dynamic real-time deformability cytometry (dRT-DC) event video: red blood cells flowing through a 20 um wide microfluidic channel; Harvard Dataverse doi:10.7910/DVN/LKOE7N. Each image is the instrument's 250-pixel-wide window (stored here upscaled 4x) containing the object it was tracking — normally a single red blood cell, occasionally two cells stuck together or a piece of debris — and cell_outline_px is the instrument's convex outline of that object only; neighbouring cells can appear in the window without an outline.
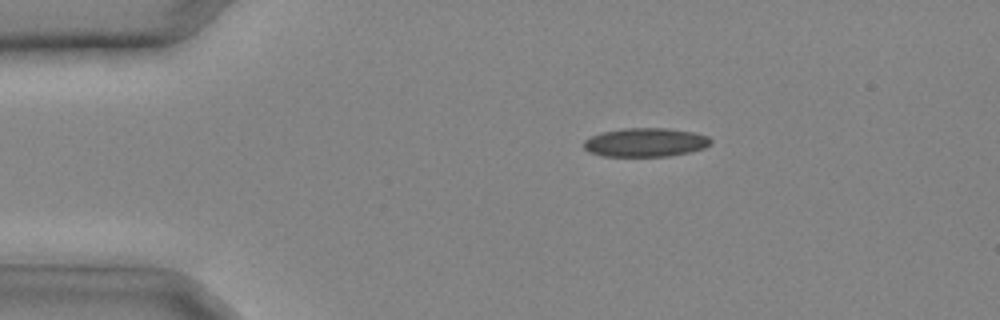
{"species": "common noctule bat (a hibernating species)", "species_latin": "Nyctalus noctula", "temperature_condition": "cold", "stored_images_in_passage": 30, "camera_frame_rate_fps": 3000, "um_per_image_px": 0.085, "animal": {"sex": "male", "body_mass_g": 20.4}, "frame": {"image": 1, "passage_image": 6, "time_ms": 1.667, "image_size_px": [1000, 320], "cell_outline_px": [[712, 140], [704, 148], [688, 152], [668, 156], [604, 156], [588, 152], [584, 148], [584, 140], [592, 136], [604, 132], [624, 128], [668, 128], [692, 132], [708, 136]], "centroid_in_image_um": [54.85, 12.1], "position_along_channel_um": 30.2, "area_um2": 21.1}}
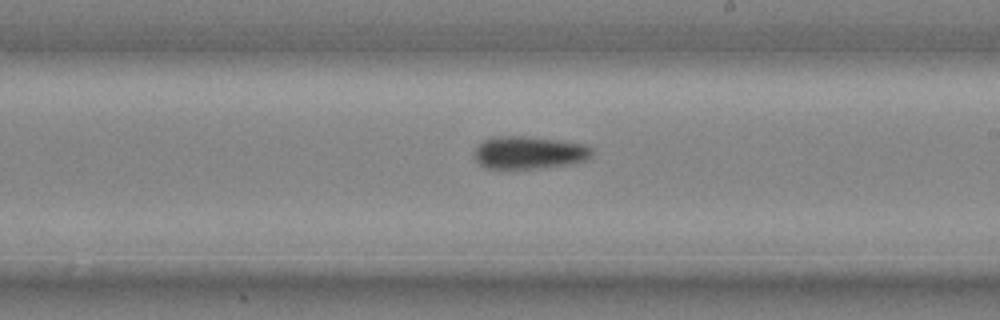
{"frame": {"image": 2, "passage_image": 19, "time_ms": 6.0, "image_size_px": [1000, 320], "cell_outline_px": [[592, 156], [584, 160], [568, 164], [536, 168], [484, 168], [476, 160], [476, 148], [484, 140], [496, 136], [524, 136], [588, 144], [592, 148]], "centroid_in_image_um": [45.0, 12.96], "position_along_channel_um": 244.0, "area_um2": 22.08}}
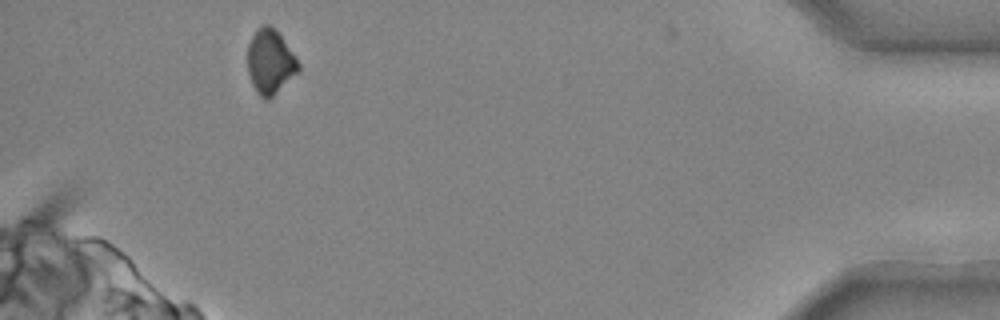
{"frame": {"image": 3, "passage_image": 30, "time_ms": 9.667, "image_size_px": [1000, 320], "cell_outline_px": [[300, 72], [268, 100], [264, 100], [260, 96], [252, 84], [248, 72], [248, 44], [252, 36], [264, 24], [268, 24], [280, 36], [296, 56], [300, 64]], "centroid_in_image_um": [22.99, 5.3], "position_along_channel_um": 412.2, "area_um2": 18.96}}